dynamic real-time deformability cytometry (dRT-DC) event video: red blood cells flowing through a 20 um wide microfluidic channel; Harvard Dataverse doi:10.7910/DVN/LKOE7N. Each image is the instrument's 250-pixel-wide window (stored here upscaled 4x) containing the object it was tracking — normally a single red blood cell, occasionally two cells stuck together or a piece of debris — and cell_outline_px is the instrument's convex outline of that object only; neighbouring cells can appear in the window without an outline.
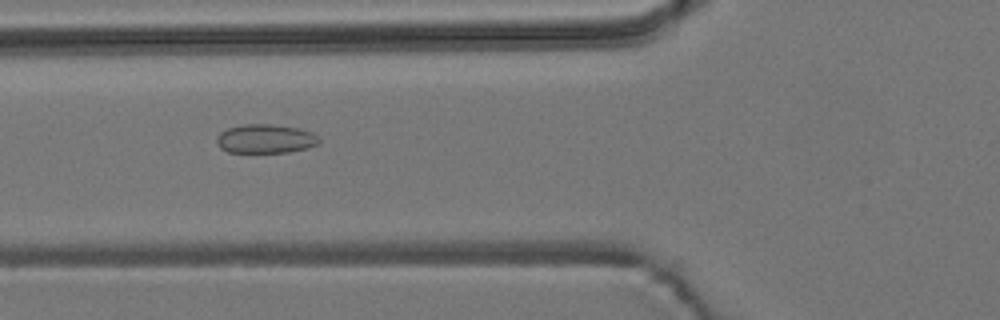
{"species": "common noctule bat (a hibernating species)", "species_latin": "Nyctalus noctula", "temperature_condition": "room temperature", "stored_images_in_passage": 55, "camera_frame_rate_fps": 3000, "um_per_image_px": 0.085, "animal": {"sex": "male", "body_mass_g": 19.2, "forearm_length_mm": 51.8}, "frame": {"image": 1, "passage_image": 21, "time_ms": 6.667, "image_size_px": [1000, 320], "cell_outline_px": [[320, 144], [308, 148], [288, 152], [228, 152], [220, 148], [216, 144], [216, 136], [220, 132], [228, 128], [244, 124], [268, 124], [300, 128], [312, 132], [320, 140]], "centroid_in_image_um": [22.56, 11.8], "position_along_channel_um": 103.2, "area_um2": 17.4}}
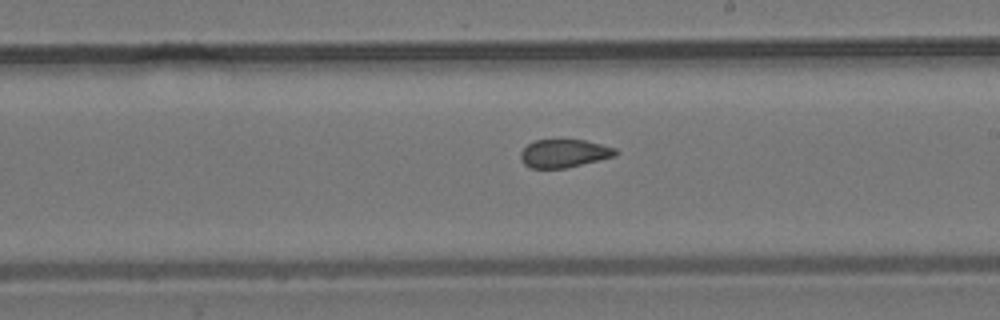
{"frame": {"image": 2, "passage_image": 32, "time_ms": 10.333, "image_size_px": [1000, 320], "cell_outline_px": [[620, 152], [616, 156], [564, 168], [528, 168], [520, 160], [520, 152], [528, 144], [536, 140], [584, 140], [616, 148]], "centroid_in_image_um": [47.94, 13.04], "position_along_channel_um": 241.1, "area_um2": 15.55}}
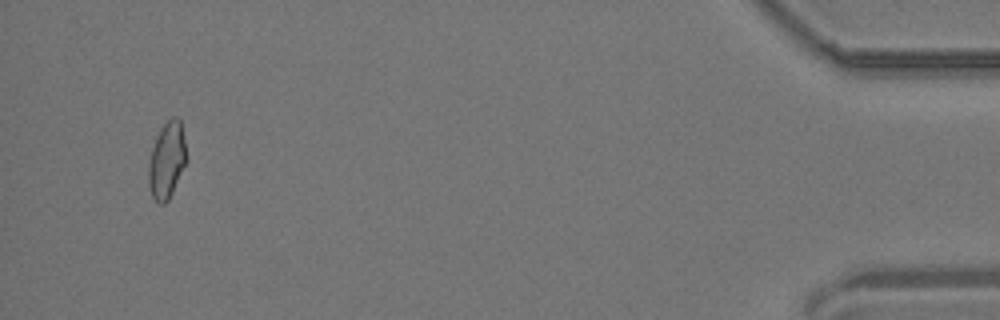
{"frame": {"image": 3, "passage_image": 53, "time_ms": 17.333, "image_size_px": [1000, 320], "cell_outline_px": [[188, 160], [168, 200], [164, 204], [156, 204], [152, 196], [148, 184], [148, 164], [152, 148], [156, 136], [160, 128], [172, 116], [176, 116], [180, 120]], "centroid_in_image_um": [14.17, 13.64], "position_along_channel_um": 421.0, "area_um2": 17.05}, "authors_computed_cell_mechanics": {"area_um2": 16.8198, "velocity_mm_per_s": 3.7479, "shape_relaxation_time_tau1_ms": null, "shape_relaxation_time_tau2_ms": 2.0441, "deformation_change_tau1": null, "deformation_change_tau2": 0.0808}}